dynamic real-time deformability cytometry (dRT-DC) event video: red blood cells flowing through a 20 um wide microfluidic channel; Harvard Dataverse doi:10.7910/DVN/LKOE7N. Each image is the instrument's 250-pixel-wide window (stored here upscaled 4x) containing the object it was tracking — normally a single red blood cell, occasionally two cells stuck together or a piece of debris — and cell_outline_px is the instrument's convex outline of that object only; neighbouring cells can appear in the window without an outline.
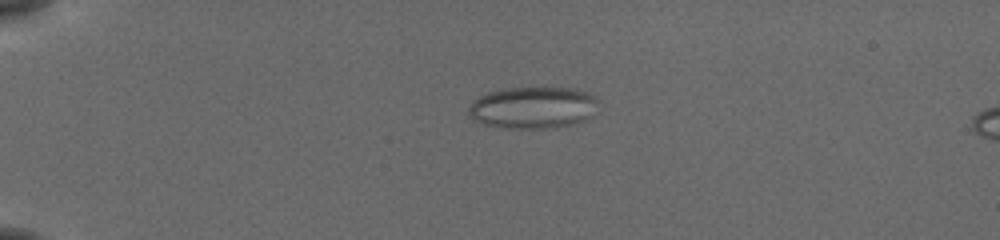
{"species": "common noctule bat (a hibernating species)", "species_latin": "Nyctalus noctula", "temperature_condition": "cold", "stored_images_in_passage": 4, "camera_frame_rate_fps": 3000, "um_per_image_px": 0.085, "animal": {"sex": "female", "body_mass_g": 19.5, "forearm_length_mm": 54.1}, "frame": {"image": 1, "passage_image": 1, "time_ms": 0.0, "image_size_px": [1000, 240], "cell_outline_px": [[596, 100], [584, 120], [568, 124], [544, 128], [524, 128], [484, 124], [476, 120], [468, 112], [468, 108], [472, 100], [488, 92], [504, 88], [576, 88], [588, 92], [596, 96]], "centroid_in_image_um": [45.23, 9.11], "position_along_channel_um": 39.8, "area_um2": 30.63}}